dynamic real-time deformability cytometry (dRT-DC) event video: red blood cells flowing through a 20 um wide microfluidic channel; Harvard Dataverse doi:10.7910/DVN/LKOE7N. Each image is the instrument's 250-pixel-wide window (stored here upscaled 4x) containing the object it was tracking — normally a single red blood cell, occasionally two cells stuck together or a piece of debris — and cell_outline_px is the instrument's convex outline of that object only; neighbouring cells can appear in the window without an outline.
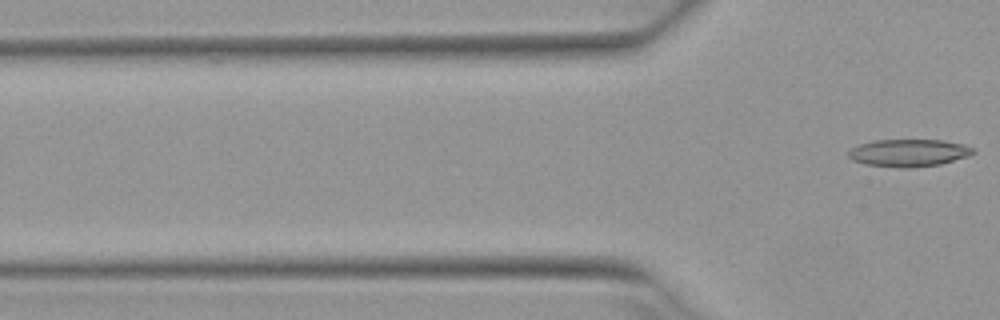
{"species": "Egyptian fruit bat (a non-hibernating species)", "species_latin": "Rousettus aegyptiacus", "temperature_condition": "warm", "stored_images_in_passage": 6, "camera_frame_rate_fps": 3000, "um_per_image_px": 0.085, "animal": {"sex": "female"}, "frame": {"image": 1, "passage_image": 6, "time_ms": 1.667, "image_size_px": [1000, 320], "cell_outline_px": [[976, 152], [968, 156], [940, 164], [912, 168], [900, 168], [864, 164], [852, 160], [848, 156], [848, 152], [852, 148], [860, 144], [876, 140], [944, 140], [964, 144], [976, 148]], "centroid_in_image_um": [77.27, 12.99], "position_along_channel_um": 48.5, "area_um2": 20.06}}